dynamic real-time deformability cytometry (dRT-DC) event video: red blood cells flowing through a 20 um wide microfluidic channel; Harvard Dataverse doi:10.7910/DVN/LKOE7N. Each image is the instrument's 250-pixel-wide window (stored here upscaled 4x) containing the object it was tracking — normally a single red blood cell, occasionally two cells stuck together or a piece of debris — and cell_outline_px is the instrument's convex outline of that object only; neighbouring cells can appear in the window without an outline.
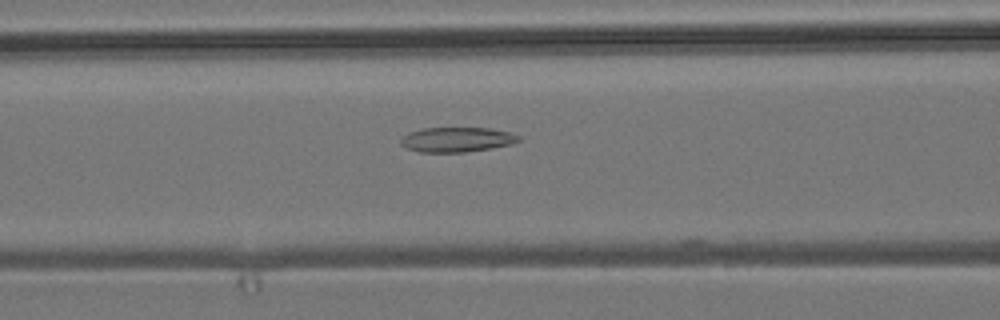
{"species": "common noctule bat (a hibernating species)", "species_latin": "Nyctalus noctula", "temperature_condition": "room temperature", "stored_images_in_passage": 38, "camera_frame_rate_fps": 3000, "um_per_image_px": 0.085, "animal": {"sex": "male", "body_mass_g": 19.2, "forearm_length_mm": 51.8}, "frame": {"image": 1, "passage_image": 7, "time_ms": 2.0, "image_size_px": [1000, 320], "cell_outline_px": [[520, 140], [512, 144], [492, 148], [464, 152], [420, 152], [408, 148], [400, 144], [400, 140], [408, 132], [424, 128], [492, 128], [512, 132], [520, 136]], "centroid_in_image_um": [38.87, 11.86], "position_along_channel_um": 127.7, "area_um2": 17.11}}
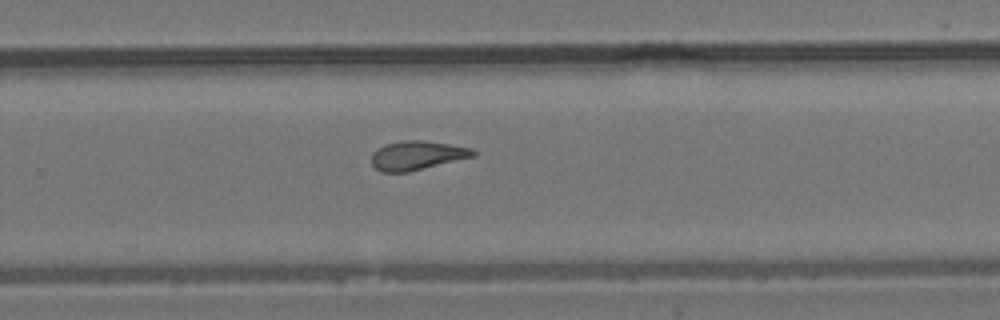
{"frame": {"image": 2, "passage_image": 20, "time_ms": 6.333, "image_size_px": [1000, 320], "cell_outline_px": [[476, 156], [408, 172], [380, 172], [372, 164], [372, 152], [376, 148], [384, 144], [404, 140], [424, 140], [472, 148], [476, 152]], "centroid_in_image_um": [35.43, 13.2], "position_along_channel_um": 294.4, "area_um2": 17.28}}
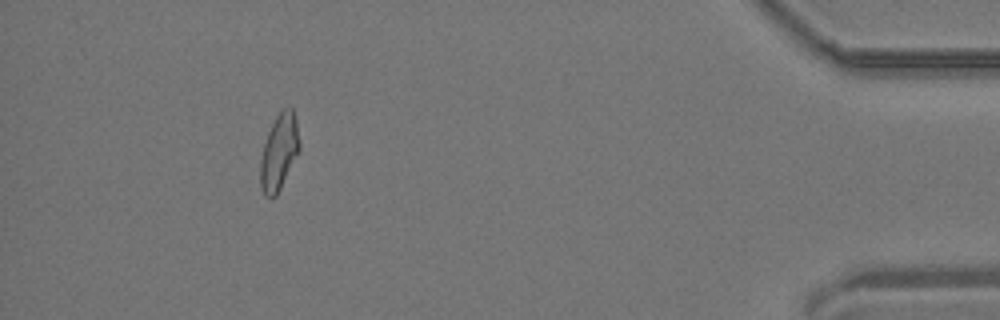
{"frame": {"image": 3, "passage_image": 34, "time_ms": 11.0, "image_size_px": [1000, 320], "cell_outline_px": [[300, 152], [276, 196], [272, 200], [264, 196], [260, 188], [260, 160], [264, 144], [268, 132], [280, 108], [292, 108], [296, 120], [300, 140]], "centroid_in_image_um": [23.72, 12.96], "position_along_channel_um": 411.5, "area_um2": 17.69}}